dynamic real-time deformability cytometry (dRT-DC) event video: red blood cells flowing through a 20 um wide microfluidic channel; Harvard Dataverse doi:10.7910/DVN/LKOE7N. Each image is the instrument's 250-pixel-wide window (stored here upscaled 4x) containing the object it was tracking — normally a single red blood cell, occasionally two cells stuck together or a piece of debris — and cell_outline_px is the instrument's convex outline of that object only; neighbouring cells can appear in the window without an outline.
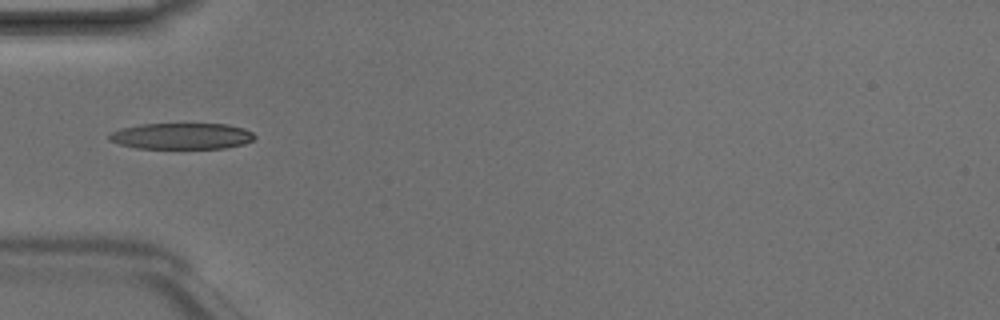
{"species": "Egyptian fruit bat (a non-hibernating species)", "species_latin": "Rousettus aegyptiacus", "temperature_condition": "room temperature", "stored_images_in_passage": 3, "camera_frame_rate_fps": 3000, "um_per_image_px": 0.085, "animal": {"sex": "male"}, "frame": {"image": 1, "passage_image": 2, "time_ms": 0.333, "image_size_px": [1000, 320], "cell_outline_px": [[256, 136], [252, 140], [244, 144], [224, 148], [136, 148], [120, 144], [108, 140], [108, 136], [112, 132], [120, 128], [140, 124], [228, 124], [244, 128], [252, 132]], "centroid_in_image_um": [15.44, 11.56], "position_along_channel_um": 69.6, "area_um2": 22.2}}